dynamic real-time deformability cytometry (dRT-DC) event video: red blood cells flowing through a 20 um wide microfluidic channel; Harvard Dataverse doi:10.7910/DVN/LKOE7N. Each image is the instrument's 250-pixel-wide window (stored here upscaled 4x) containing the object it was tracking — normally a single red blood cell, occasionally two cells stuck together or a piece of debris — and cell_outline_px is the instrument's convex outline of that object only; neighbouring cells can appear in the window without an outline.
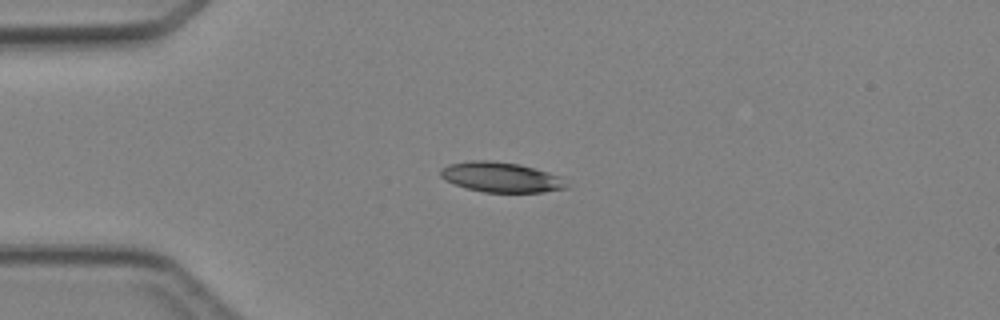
{"species": "Egyptian fruit bat (a non-hibernating species)", "species_latin": "Rousettus aegyptiacus", "temperature_condition": "cold", "stored_images_in_passage": 4, "camera_frame_rate_fps": 3000, "um_per_image_px": 0.085, "animal": {"sex": "female"}, "frame": {"image": 1, "passage_image": 2, "time_ms": 1.333, "image_size_px": [1000, 320], "cell_outline_px": [[568, 188], [544, 192], [484, 192], [468, 188], [456, 184], [440, 176], [440, 168], [448, 164], [468, 160], [492, 160], [520, 164], [556, 176], [568, 184]], "centroid_in_image_um": [42.54, 15.05], "position_along_channel_um": 42.5, "area_um2": 21.73}}
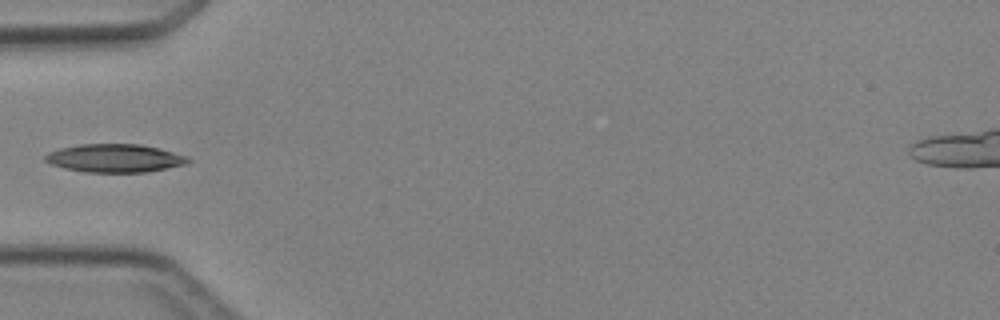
{"frame": {"image": 2, "passage_image": 3, "time_ms": 2.667, "image_size_px": [1000, 320], "cell_outline_px": [[192, 160], [184, 164], [144, 172], [84, 172], [64, 168], [52, 164], [44, 160], [44, 156], [48, 152], [60, 148], [80, 144], [140, 144], [160, 148], [184, 156]], "centroid_in_image_um": [9.7, 13.44], "position_along_channel_um": 75.3, "area_um2": 23.24}}
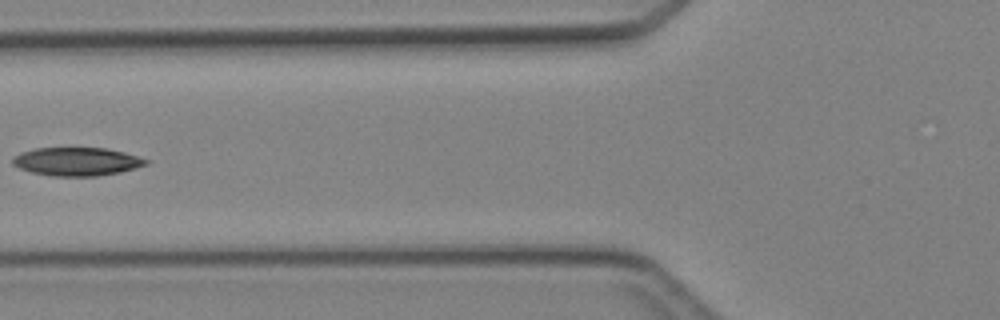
{"frame": {"image": 3, "passage_image": 4, "time_ms": 3.667, "image_size_px": [1000, 320], "cell_outline_px": [[148, 164], [120, 172], [96, 176], [52, 176], [32, 172], [20, 168], [12, 164], [12, 160], [20, 152], [36, 148], [104, 148], [124, 152], [148, 160]], "centroid_in_image_um": [6.51, 13.73], "position_along_channel_um": 119.3, "area_um2": 21.79}}